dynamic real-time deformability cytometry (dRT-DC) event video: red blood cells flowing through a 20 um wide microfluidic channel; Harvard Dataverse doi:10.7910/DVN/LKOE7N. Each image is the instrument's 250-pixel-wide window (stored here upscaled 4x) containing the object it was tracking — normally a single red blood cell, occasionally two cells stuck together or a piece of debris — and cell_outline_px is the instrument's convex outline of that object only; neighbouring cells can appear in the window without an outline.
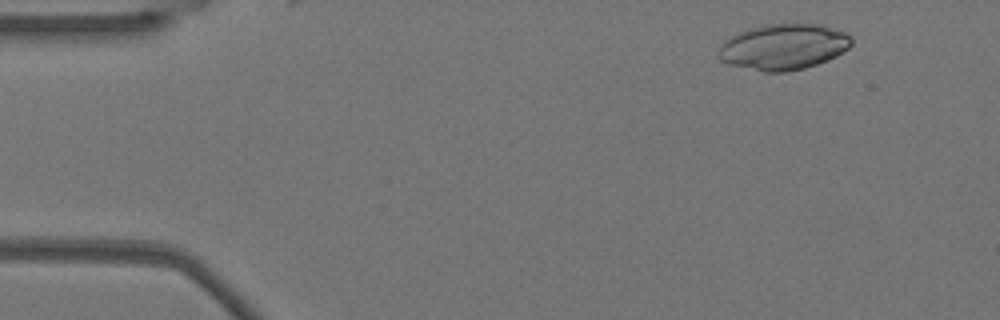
{"species": "Egyptian fruit bat (a non-hibernating species)", "species_latin": "Rousettus aegyptiacus", "temperature_condition": "warm", "stored_images_in_passage": 5, "camera_frame_rate_fps": 3000, "um_per_image_px": 0.085, "animal": {"sex": "female"}, "frame": {"image": 1, "passage_image": 3, "time_ms": 0.667, "image_size_px": [1000, 320], "cell_outline_px": [[852, 44], [848, 48], [836, 56], [828, 60], [804, 68], [784, 72], [764, 72], [728, 64], [720, 60], [716, 56], [720, 44], [724, 40], [748, 28], [764, 24], [820, 24], [844, 32], [852, 36]], "centroid_in_image_um": [66.57, 3.98], "position_along_channel_um": 18.4, "area_um2": 35.66}}